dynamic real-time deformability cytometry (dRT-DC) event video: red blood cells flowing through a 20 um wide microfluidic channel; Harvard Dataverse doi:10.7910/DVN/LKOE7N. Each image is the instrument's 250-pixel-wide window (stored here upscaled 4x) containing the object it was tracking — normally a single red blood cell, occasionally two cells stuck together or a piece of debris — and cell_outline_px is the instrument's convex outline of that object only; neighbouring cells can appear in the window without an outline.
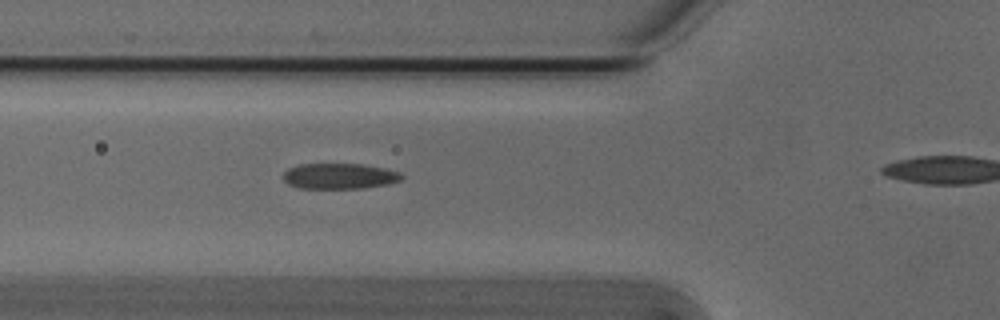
{"species": "Egyptian fruit bat (a non-hibernating species)", "species_latin": "Rousettus aegyptiacus", "temperature_condition": "cold", "stored_images_in_passage": 31, "camera_frame_rate_fps": 3000, "um_per_image_px": 0.085, "animal": {"sex": "male"}, "frame": {"image": 1, "passage_image": 5, "time_ms": 1.333, "image_size_px": [1000, 320], "cell_outline_px": [[404, 176], [400, 180], [388, 184], [364, 188], [300, 188], [288, 184], [284, 180], [284, 172], [288, 168], [300, 164], [364, 164], [384, 168], [400, 172]], "centroid_in_image_um": [28.87, 14.96], "position_along_channel_um": 96.9, "area_um2": 17.69}}
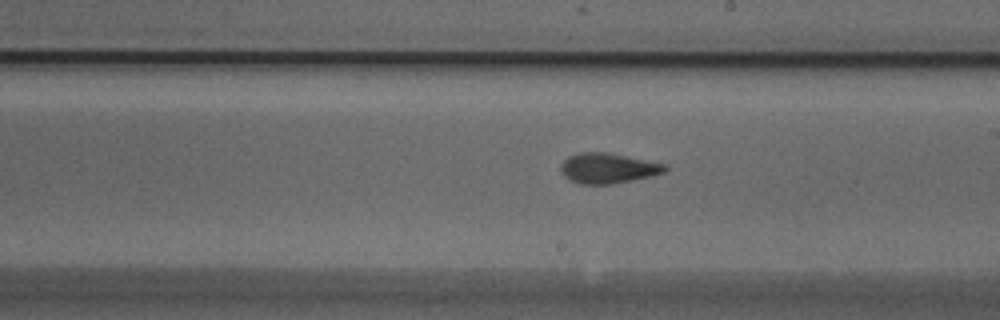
{"frame": {"image": 2, "passage_image": 16, "time_ms": 5.0, "image_size_px": [1000, 320], "cell_outline_px": [[668, 168], [664, 172], [652, 176], [612, 184], [580, 184], [564, 176], [560, 172], [560, 164], [568, 156], [576, 152], [608, 152], [664, 164]], "centroid_in_image_um": [51.63, 14.29], "position_along_channel_um": 237.4, "area_um2": 18.38}}
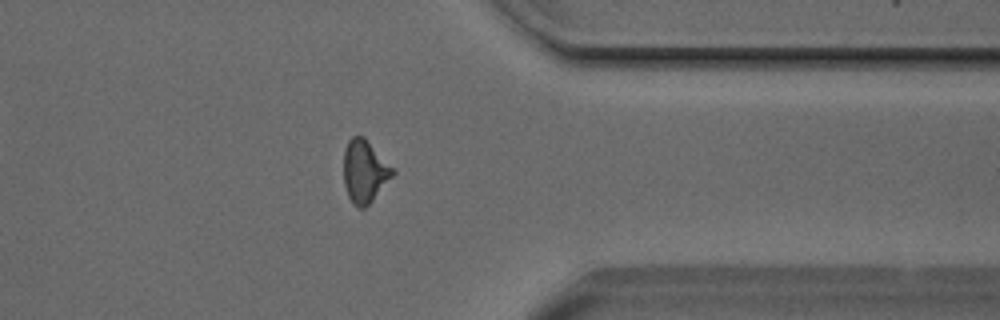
{"frame": {"image": 3, "passage_image": 28, "time_ms": 9.0, "image_size_px": [1000, 320], "cell_outline_px": [[396, 172], [372, 200], [364, 208], [360, 208], [352, 204], [348, 196], [344, 184], [344, 148], [348, 140], [352, 136], [364, 136]], "centroid_in_image_um": [30.97, 14.56], "position_along_channel_um": 380.4, "area_um2": 17.69}}